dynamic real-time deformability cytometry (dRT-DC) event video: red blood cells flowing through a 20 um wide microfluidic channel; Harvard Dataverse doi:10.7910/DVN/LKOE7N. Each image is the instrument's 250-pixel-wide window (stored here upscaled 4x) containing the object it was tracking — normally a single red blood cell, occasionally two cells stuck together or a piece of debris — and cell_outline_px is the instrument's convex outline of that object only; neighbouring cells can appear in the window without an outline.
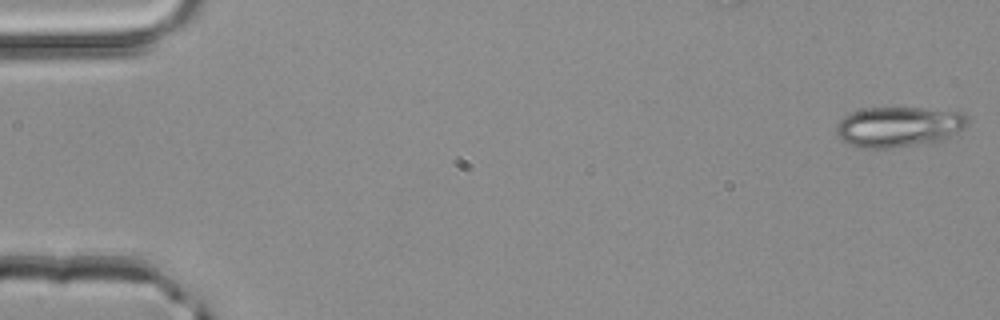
{"species": "common noctule bat (a hibernating species)", "species_latin": "Nyctalus noctula", "temperature_condition": "room temperature", "stored_images_in_passage": 4, "segment_of_instrument_passage": [2, 2], "camera_frame_rate_fps": 3000, "um_per_image_px": 0.085, "animal": {"sex": "male", "body_mass_g": 20.4}, "frame": {"image": 1, "passage_image": 4, "time_ms": 1.0, "image_size_px": [1000, 320], "cell_outline_px": [[968, 120], [952, 136], [944, 140], [884, 148], [864, 148], [852, 144], [836, 136], [836, 128], [840, 120], [844, 116], [852, 112], [868, 108], [920, 108], [964, 112], [968, 116]], "centroid_in_image_um": [76.38, 10.76], "position_along_channel_um": 8.6, "area_um2": 30.29}}